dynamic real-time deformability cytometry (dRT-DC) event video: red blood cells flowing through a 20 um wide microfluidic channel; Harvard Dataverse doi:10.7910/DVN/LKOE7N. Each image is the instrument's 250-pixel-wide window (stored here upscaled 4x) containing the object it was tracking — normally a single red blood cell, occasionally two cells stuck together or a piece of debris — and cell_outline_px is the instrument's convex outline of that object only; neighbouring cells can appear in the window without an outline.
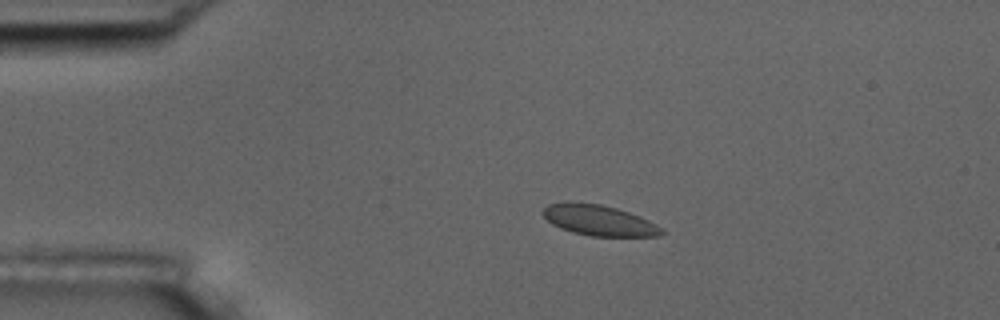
{"species": "common noctule bat (a hibernating species)", "species_latin": "Nyctalus noctula", "temperature_condition": "room temperature", "stored_images_in_passage": 6, "camera_frame_rate_fps": 3000, "um_per_image_px": 0.085, "animal": {"sex": "male", "body_mass_g": 17.5, "forearm_length_mm": 52.3}, "frame": {"image": 1, "passage_image": 4, "time_ms": 3.667, "image_size_px": [1000, 320], "cell_outline_px": [[664, 232], [660, 236], [592, 236], [572, 232], [560, 228], [552, 224], [540, 212], [548, 204], [600, 204], [616, 208], [640, 216], [656, 224]], "centroid_in_image_um": [50.94, 18.76], "position_along_channel_um": 34.1, "area_um2": 20.58}}
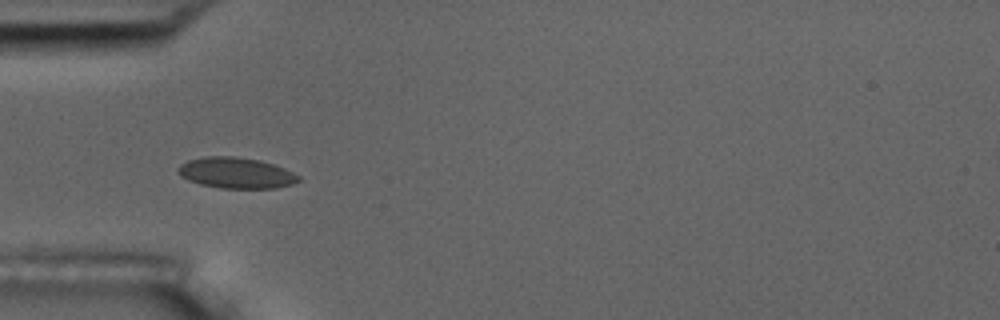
{"frame": {"image": 2, "passage_image": 5, "time_ms": 5.667, "image_size_px": [1000, 320], "cell_outline_px": [[300, 180], [292, 184], [276, 188], [220, 188], [200, 184], [188, 180], [180, 176], [176, 172], [176, 168], [180, 164], [188, 160], [204, 156], [232, 156], [260, 160], [284, 168], [300, 176]], "centroid_in_image_um": [20.02, 14.69], "position_along_channel_um": 65.0, "area_um2": 21.79}}